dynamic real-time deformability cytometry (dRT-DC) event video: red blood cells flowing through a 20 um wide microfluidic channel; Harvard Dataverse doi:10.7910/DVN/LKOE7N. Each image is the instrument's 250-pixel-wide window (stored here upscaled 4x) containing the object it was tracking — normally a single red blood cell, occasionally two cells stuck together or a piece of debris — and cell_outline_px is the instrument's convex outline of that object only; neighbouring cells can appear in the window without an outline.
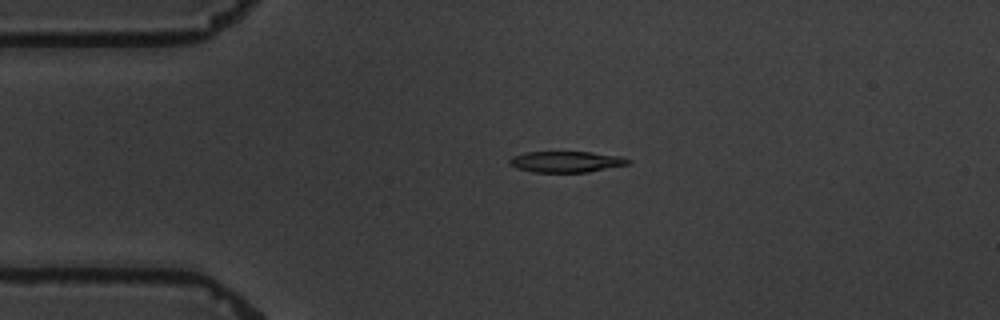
{"species": "common noctule bat (a hibernating species)", "species_latin": "Nyctalus noctula", "temperature_condition": "warm", "stored_images_in_passage": 2, "camera_frame_rate_fps": 3000, "um_per_image_px": 0.085, "animal": {"sex": "male", "body_mass_g": 19.5, "forearm_length_mm": 54.6}, "frame": {"image": 1, "passage_image": 1, "time_ms": 0.0, "image_size_px": [1000, 320], "cell_outline_px": [[632, 164], [588, 172], [532, 172], [516, 168], [508, 164], [508, 160], [512, 156], [528, 152], [592, 152], [620, 156], [632, 160]], "centroid_in_image_um": [48.15, 13.75], "position_along_channel_um": 36.8, "area_um2": 14.74}}